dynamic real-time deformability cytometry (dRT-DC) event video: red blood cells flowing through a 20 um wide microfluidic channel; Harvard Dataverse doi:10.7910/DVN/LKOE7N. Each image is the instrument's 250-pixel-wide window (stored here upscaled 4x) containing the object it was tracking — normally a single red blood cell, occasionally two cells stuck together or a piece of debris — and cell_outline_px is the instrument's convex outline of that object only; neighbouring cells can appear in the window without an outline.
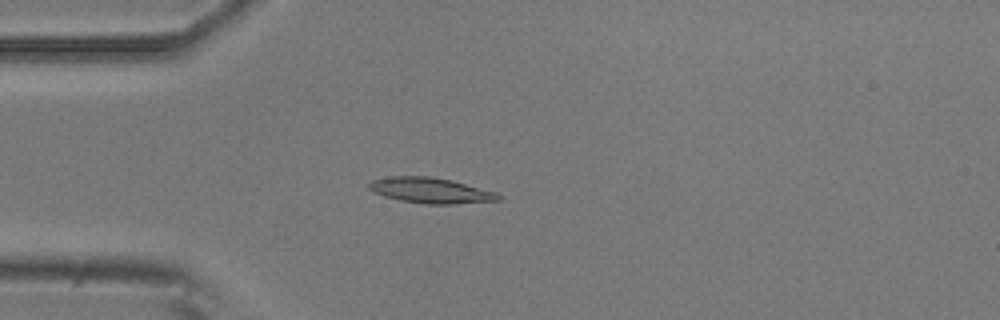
{"species": "common noctule bat (a hibernating species)", "species_latin": "Nyctalus noctula", "temperature_condition": "room temperature", "stored_images_in_passage": 5, "camera_frame_rate_fps": 3000, "um_per_image_px": 0.085, "animal": {"sex": "male", "body_mass_g": 20.5, "forearm_length_mm": 52.5}, "frame": {"image": 1, "passage_image": 3, "time_ms": 0.667, "image_size_px": [1000, 320], "cell_outline_px": [[504, 196], [500, 200], [452, 204], [424, 204], [400, 200], [384, 196], [372, 192], [368, 188], [368, 184], [372, 180], [392, 176], [428, 176], [452, 180], [496, 192]], "centroid_in_image_um": [36.61, 16.19], "position_along_channel_um": 48.4, "area_um2": 19.31}}